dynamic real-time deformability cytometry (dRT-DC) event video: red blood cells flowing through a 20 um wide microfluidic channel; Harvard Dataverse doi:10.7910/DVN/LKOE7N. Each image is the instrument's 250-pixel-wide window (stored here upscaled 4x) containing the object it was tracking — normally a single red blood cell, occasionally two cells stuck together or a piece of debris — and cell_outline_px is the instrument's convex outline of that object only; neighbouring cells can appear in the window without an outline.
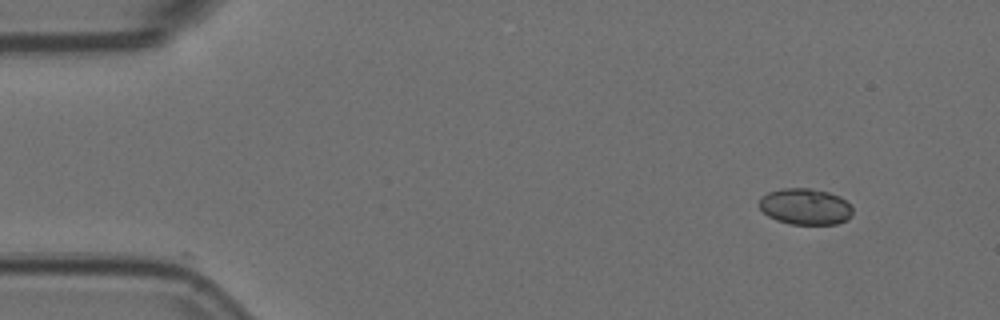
{"species": "Egyptian fruit bat (a non-hibernating species)", "species_latin": "Rousettus aegyptiacus", "temperature_condition": "room temperature", "stored_images_in_passage": 51, "camera_frame_rate_fps": 3000, "um_per_image_px": 0.085, "animal": {"sex": "female"}, "frame": {"image": 1, "passage_image": 1, "time_ms": 0.0, "image_size_px": [1000, 320], "cell_outline_px": [[852, 216], [836, 224], [792, 224], [776, 220], [768, 216], [760, 208], [760, 196], [768, 192], [784, 188], [812, 188], [828, 192], [840, 196], [852, 204]], "centroid_in_image_um": [68.46, 17.55], "position_along_channel_um": 16.5, "area_um2": 19.83}}
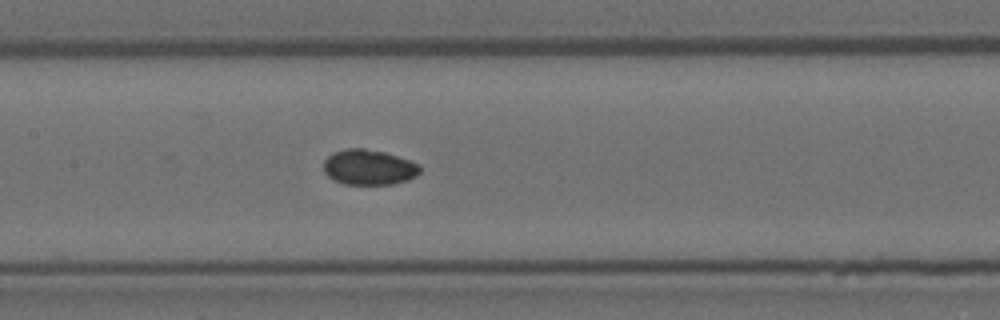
{"frame": {"image": 2, "passage_image": 22, "time_ms": 7.0, "image_size_px": [1000, 320], "cell_outline_px": [[420, 172], [416, 176], [408, 180], [392, 184], [344, 184], [332, 180], [324, 172], [324, 160], [332, 152], [348, 148], [364, 148], [384, 152], [420, 164]], "centroid_in_image_um": [31.33, 14.22], "position_along_channel_um": 176.1, "area_um2": 19.88}}
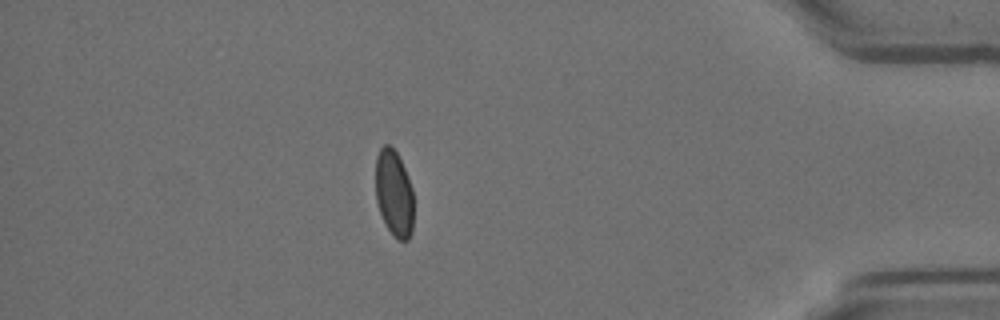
{"frame": {"image": 3, "passage_image": 44, "time_ms": 14.333, "image_size_px": [1000, 320], "cell_outline_px": [[412, 232], [408, 240], [400, 240], [388, 228], [380, 212], [376, 200], [376, 156], [380, 148], [384, 144], [388, 144], [396, 152], [404, 168], [412, 188]], "centroid_in_image_um": [33.48, 16.4], "position_along_channel_um": 401.7, "area_um2": 18.79}, "authors_computed_cell_mechanics": {"area_um2": 19.941, "velocity_mm_per_s": 3.6786, "shape_relaxation_time_tau1_ms": 8.0076, "shape_relaxation_time_tau2_ms": 2.1309, "deformation_change_tau1": 0.0874, "deformation_change_tau2": 0.0332}}